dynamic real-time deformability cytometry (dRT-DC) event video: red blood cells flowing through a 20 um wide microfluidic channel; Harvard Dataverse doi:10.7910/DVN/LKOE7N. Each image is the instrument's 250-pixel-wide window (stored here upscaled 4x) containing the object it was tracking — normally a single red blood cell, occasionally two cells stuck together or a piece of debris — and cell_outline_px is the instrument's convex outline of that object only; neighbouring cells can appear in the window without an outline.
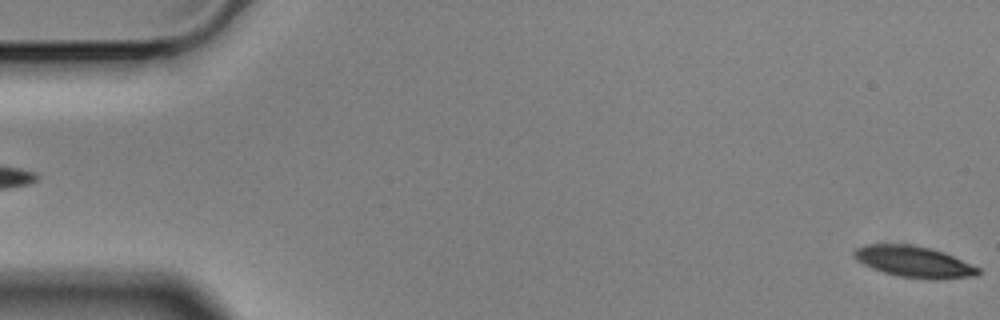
{"species": "Egyptian fruit bat (a non-hibernating species)", "species_latin": "Rousettus aegyptiacus", "temperature_condition": "cold", "stored_images_in_passage": 5, "camera_frame_rate_fps": 3000, "um_per_image_px": 0.085, "animal": {"sex": "male"}, "frame": {"image": 1, "passage_image": 5, "time_ms": 1.333, "image_size_px": [1000, 320], "cell_outline_px": [[980, 272], [976, 276], [936, 280], [900, 276], [884, 272], [872, 268], [856, 260], [852, 256], [852, 252], [856, 248], [864, 244], [912, 244], [932, 248], [944, 252], [980, 268]], "centroid_in_image_um": [77.68, 22.24], "position_along_channel_um": 7.3, "area_um2": 22.72}}